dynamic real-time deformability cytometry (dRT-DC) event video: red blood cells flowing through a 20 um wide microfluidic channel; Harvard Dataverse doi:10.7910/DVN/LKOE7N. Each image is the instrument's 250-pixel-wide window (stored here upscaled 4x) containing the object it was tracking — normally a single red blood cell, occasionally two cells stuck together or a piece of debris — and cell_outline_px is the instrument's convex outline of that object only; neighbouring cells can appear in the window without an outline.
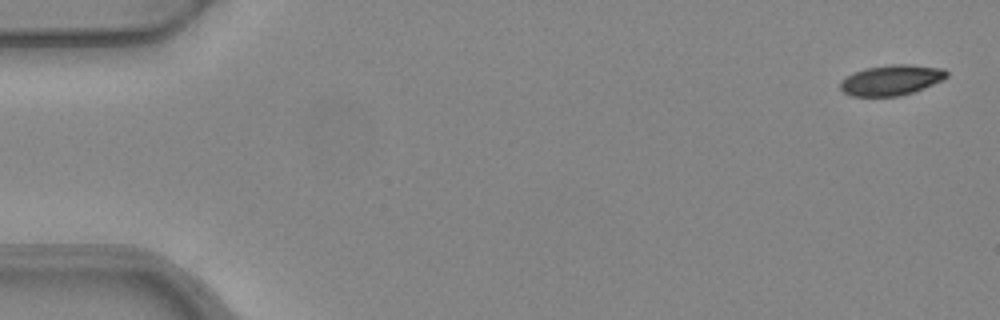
{"species": "common noctule bat (a hibernating species)", "species_latin": "Nyctalus noctula", "temperature_condition": "warm", "stored_images_in_passage": 5, "camera_frame_rate_fps": 3000, "um_per_image_px": 0.085, "animal": {"sex": "female", "body_mass_g": 24.6, "forearm_length_mm": 56.2}, "frame": {"image": 1, "passage_image": 1, "time_ms": 0.0, "image_size_px": [1000, 320], "cell_outline_px": [[948, 76], [944, 80], [924, 88], [900, 96], [852, 96], [844, 92], [840, 88], [840, 80], [856, 72], [868, 68], [892, 64], [912, 64], [944, 68], [948, 72]], "centroid_in_image_um": [75.82, 6.8], "position_along_channel_um": 9.2, "area_um2": 18.84}}
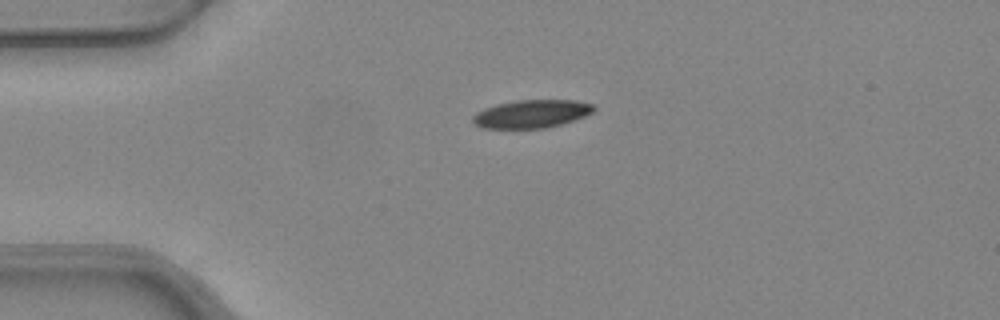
{"frame": {"image": 2, "passage_image": 4, "time_ms": 1.0, "image_size_px": [1000, 320], "cell_outline_px": [[596, 108], [592, 112], [584, 116], [560, 124], [544, 128], [484, 128], [476, 124], [472, 120], [472, 116], [476, 112], [484, 108], [496, 104], [516, 100], [572, 100], [592, 104]], "centroid_in_image_um": [45.15, 9.67], "position_along_channel_um": 39.9, "area_um2": 19.59}}